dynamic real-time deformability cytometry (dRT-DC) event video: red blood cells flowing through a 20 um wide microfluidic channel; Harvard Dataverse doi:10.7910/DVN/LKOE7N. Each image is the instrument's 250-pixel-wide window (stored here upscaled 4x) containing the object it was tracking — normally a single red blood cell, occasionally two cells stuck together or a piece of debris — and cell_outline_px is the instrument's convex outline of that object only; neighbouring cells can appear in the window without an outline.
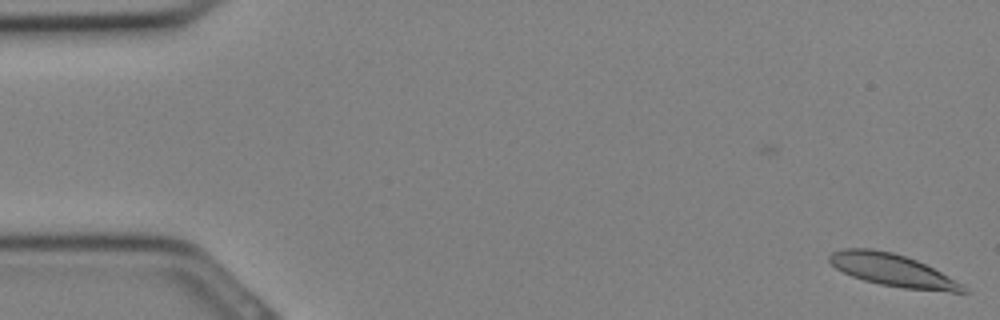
{"species": "Egyptian fruit bat (a non-hibernating species)", "species_latin": "Rousettus aegyptiacus", "temperature_condition": "cold", "stored_images_in_passage": 3, "camera_frame_rate_fps": 3000, "um_per_image_px": 0.085, "animal": {"sex": "female"}, "frame": {"image": 1, "passage_image": 3, "time_ms": 0.667, "image_size_px": [1000, 320], "cell_outline_px": [[968, 292], [952, 292], [904, 288], [880, 284], [864, 280], [852, 276], [836, 268], [828, 260], [828, 256], [832, 252], [844, 248], [872, 248], [892, 252], [916, 260], [964, 284]], "centroid_in_image_um": [75.85, 22.96], "position_along_channel_um": 9.2, "area_um2": 24.97}}